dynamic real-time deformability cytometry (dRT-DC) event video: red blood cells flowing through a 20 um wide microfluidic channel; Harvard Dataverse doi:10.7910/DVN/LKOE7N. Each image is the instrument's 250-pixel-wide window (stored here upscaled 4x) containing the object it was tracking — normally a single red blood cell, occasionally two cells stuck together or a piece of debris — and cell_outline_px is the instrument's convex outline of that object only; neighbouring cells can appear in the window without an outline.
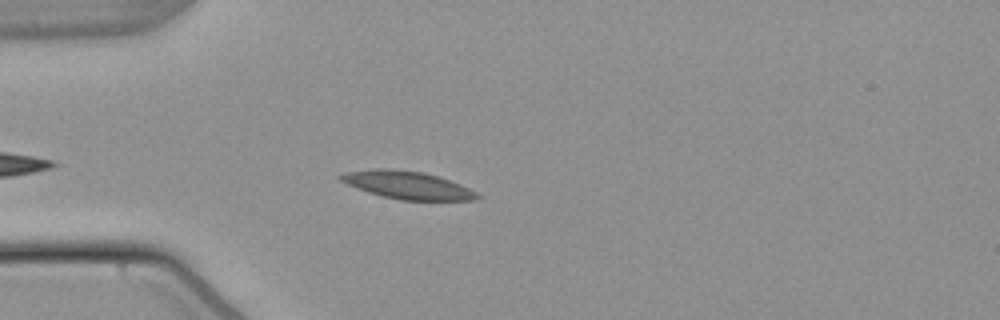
{"species": "common noctule bat (a hibernating species)", "species_latin": "Nyctalus noctula", "temperature_condition": "warm", "stored_images_in_passage": 35, "camera_frame_rate_fps": 3000, "um_per_image_px": 0.085, "animal": {"sex": "male", "body_mass_g": 21.5, "forearm_length_mm": 52.0}, "frame": {"image": 1, "passage_image": 5, "time_ms": 1.333, "image_size_px": [1000, 320], "cell_outline_px": [[480, 196], [476, 200], [400, 200], [368, 192], [356, 188], [340, 180], [336, 176], [348, 172], [372, 168], [388, 168], [424, 172], [440, 176], [460, 184], [476, 192]], "centroid_in_image_um": [34.63, 15.72], "position_along_channel_um": 50.4, "area_um2": 22.08}}
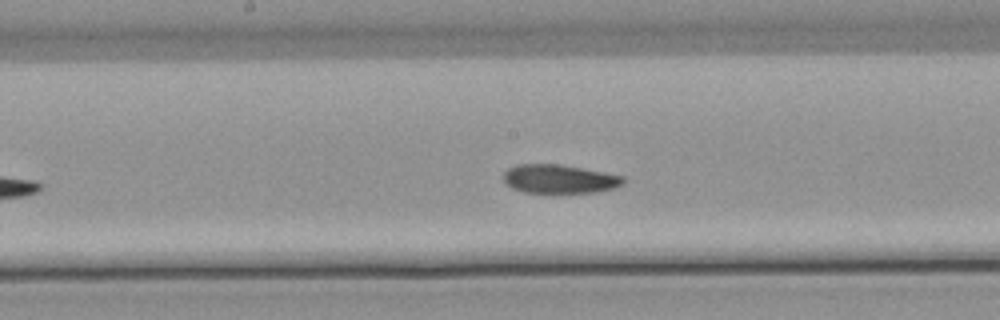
{"frame": {"image": 2, "passage_image": 18, "time_ms": 5.667, "image_size_px": [1000, 320], "cell_outline_px": [[624, 184], [612, 188], [596, 192], [524, 192], [512, 188], [504, 180], [504, 172], [508, 168], [516, 164], [560, 164], [604, 172], [624, 176]], "centroid_in_image_um": [47.54, 15.2], "position_along_channel_um": 200.7, "area_um2": 19.88}}
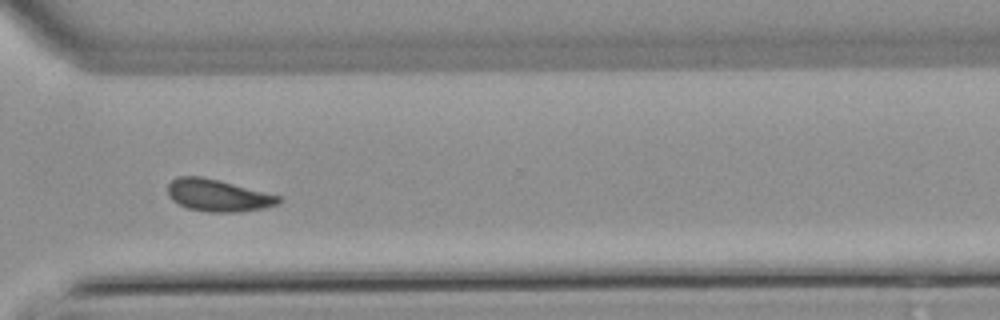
{"frame": {"image": 3, "passage_image": 30, "time_ms": 9.667, "image_size_px": [1000, 320], "cell_outline_px": [[284, 200], [280, 204], [264, 208], [236, 212], [208, 212], [188, 208], [172, 200], [168, 196], [168, 184], [176, 176], [200, 176], [280, 196]], "centroid_in_image_um": [18.52, 16.62], "position_along_channel_um": 352.1, "area_um2": 20.52}, "authors_computed_cell_mechanics": {"area_um2": 20.9814, "velocity_mm_per_s": 3.7784, "shape_relaxation_time_tau1_ms": 5.7075, "shape_relaxation_time_tau2_ms": 5.7298, "deformation_change_tau1": 0.1201, "deformation_change_tau2": 0.1053}}